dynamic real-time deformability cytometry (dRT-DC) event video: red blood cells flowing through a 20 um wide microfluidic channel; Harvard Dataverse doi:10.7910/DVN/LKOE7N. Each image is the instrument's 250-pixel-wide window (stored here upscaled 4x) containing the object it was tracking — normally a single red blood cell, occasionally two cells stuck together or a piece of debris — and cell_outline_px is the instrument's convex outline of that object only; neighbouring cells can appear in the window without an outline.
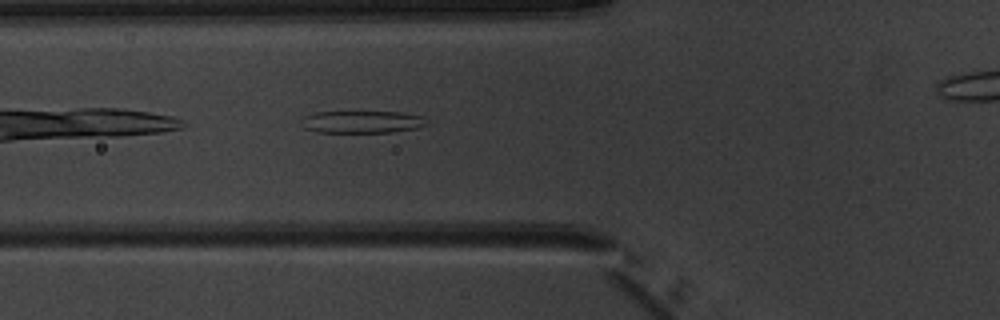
{"species": "common noctule bat (a hibernating species)", "species_latin": "Nyctalus noctula", "temperature_condition": "warm", "stored_images_in_passage": 6, "camera_frame_rate_fps": 3000, "um_per_image_px": 0.085, "animal": {"sex": "male", "body_mass_g": 20.1, "forearm_length_mm": 53.5}, "frame": {"image": 1, "passage_image": 5, "time_ms": 4.667, "image_size_px": [1000, 320], "cell_outline_px": [[428, 124], [416, 128], [392, 132], [316, 132], [304, 128], [304, 116], [316, 112], [400, 112], [424, 116]], "centroid_in_image_um": [30.82, 10.36], "position_along_channel_um": 95.0, "area_um2": 16.13}}